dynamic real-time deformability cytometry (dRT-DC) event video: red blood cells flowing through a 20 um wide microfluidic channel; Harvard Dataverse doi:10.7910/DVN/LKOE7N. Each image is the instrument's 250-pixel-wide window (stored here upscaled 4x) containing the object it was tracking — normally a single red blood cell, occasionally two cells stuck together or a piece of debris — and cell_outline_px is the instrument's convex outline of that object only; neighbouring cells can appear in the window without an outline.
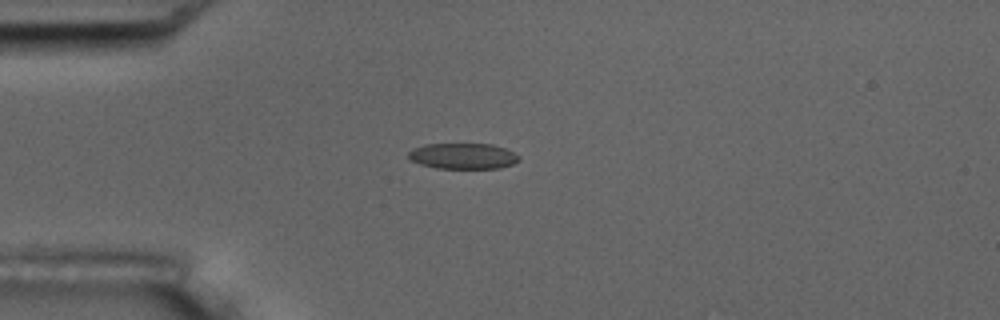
{"species": "common noctule bat (a hibernating species)", "species_latin": "Nyctalus noctula", "temperature_condition": "room temperature", "stored_images_in_passage": 8, "camera_frame_rate_fps": 3000, "um_per_image_px": 0.085, "animal": {"sex": "male", "body_mass_g": 17.5, "forearm_length_mm": 52.3}, "frame": {"image": 1, "passage_image": 3, "time_ms": 2.333, "image_size_px": [1000, 320], "cell_outline_px": [[520, 160], [512, 164], [500, 168], [436, 168], [420, 164], [408, 160], [408, 152], [412, 148], [424, 144], [492, 144], [504, 148], [520, 156]], "centroid_in_image_um": [39.31, 13.26], "position_along_channel_um": 45.7, "area_um2": 16.7}}
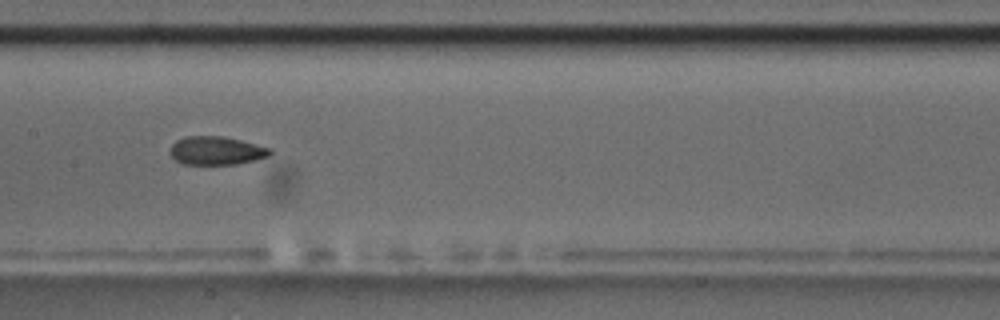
{"frame": {"image": 2, "passage_image": 7, "time_ms": 6.667, "image_size_px": [1000, 320], "cell_outline_px": [[272, 152], [268, 156], [256, 160], [236, 164], [184, 164], [176, 160], [172, 156], [172, 144], [176, 140], [184, 136], [224, 136], [272, 148]], "centroid_in_image_um": [18.42, 12.8], "position_along_channel_um": 189.0, "area_um2": 16.47}}
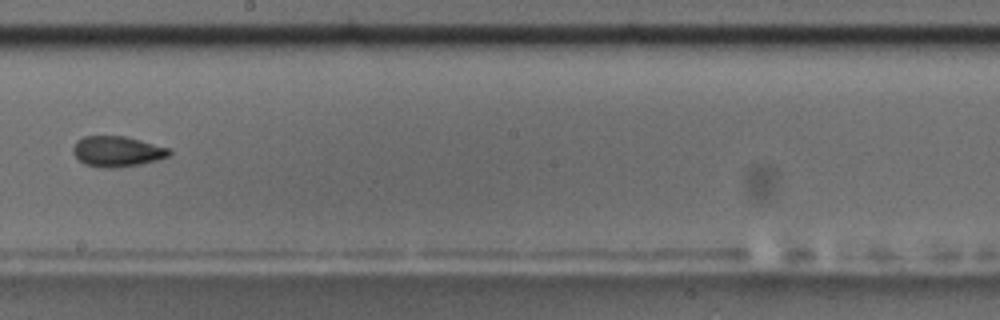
{"frame": {"image": 3, "passage_image": 8, "time_ms": 8.0, "image_size_px": [1000, 320], "cell_outline_px": [[172, 152], [168, 156], [156, 160], [140, 164], [112, 168], [104, 168], [84, 164], [72, 152], [72, 148], [76, 140], [84, 136], [124, 136], [172, 148]], "centroid_in_image_um": [9.96, 12.86], "position_along_channel_um": 238.2, "area_um2": 17.17}}